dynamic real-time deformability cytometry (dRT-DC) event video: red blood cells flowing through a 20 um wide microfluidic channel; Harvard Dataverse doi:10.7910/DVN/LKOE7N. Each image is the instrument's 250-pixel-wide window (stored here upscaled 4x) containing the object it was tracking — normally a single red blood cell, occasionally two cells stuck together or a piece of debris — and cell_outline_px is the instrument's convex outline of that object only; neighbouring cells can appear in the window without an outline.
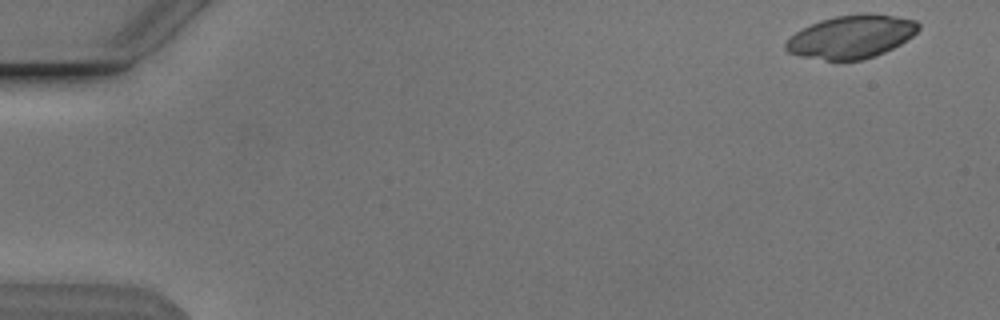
{"species": "Egyptian fruit bat (a non-hibernating species)", "species_latin": "Rousettus aegyptiacus", "temperature_condition": "cold", "stored_images_in_passage": 52, "camera_frame_rate_fps": 3000, "um_per_image_px": 0.085, "animal": {"sex": "male"}, "frame": {"image": 1, "passage_image": 1, "time_ms": 0.0, "image_size_px": [1000, 320], "cell_outline_px": [[920, 28], [912, 36], [900, 44], [876, 56], [864, 60], [824, 60], [800, 56], [788, 52], [784, 48], [784, 44], [796, 32], [820, 20], [836, 16], [864, 12], [872, 12], [896, 16], [916, 20], [920, 24]], "centroid_in_image_um": [72.39, 3.11], "position_along_channel_um": 12.6, "area_um2": 33.47}}